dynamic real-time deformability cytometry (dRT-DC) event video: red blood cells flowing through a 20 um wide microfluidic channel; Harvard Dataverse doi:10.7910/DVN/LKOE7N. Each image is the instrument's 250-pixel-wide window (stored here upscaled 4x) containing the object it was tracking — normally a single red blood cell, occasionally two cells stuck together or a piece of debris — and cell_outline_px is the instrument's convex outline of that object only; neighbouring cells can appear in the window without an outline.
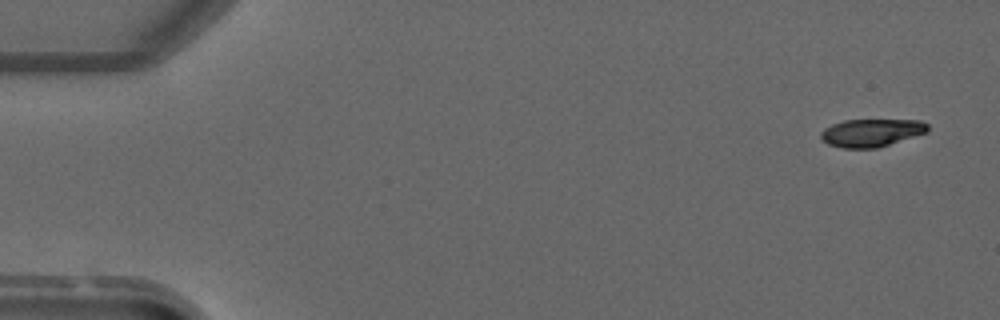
{"species": "common noctule bat (a hibernating species)", "species_latin": "Nyctalus noctula", "temperature_condition": "warm", "stored_images_in_passage": 4, "camera_frame_rate_fps": 3000, "um_per_image_px": 0.085, "animal": {"sex": "male", "forearm_length_mm": 52.5}, "frame": {"image": 1, "passage_image": 1, "time_ms": 0.0, "image_size_px": [1000, 320], "cell_outline_px": [[928, 132], [876, 148], [844, 148], [828, 144], [820, 136], [820, 132], [824, 128], [832, 124], [844, 120], [920, 120], [928, 124]], "centroid_in_image_um": [74.07, 11.27], "position_along_channel_um": 10.9, "area_um2": 17.22}}
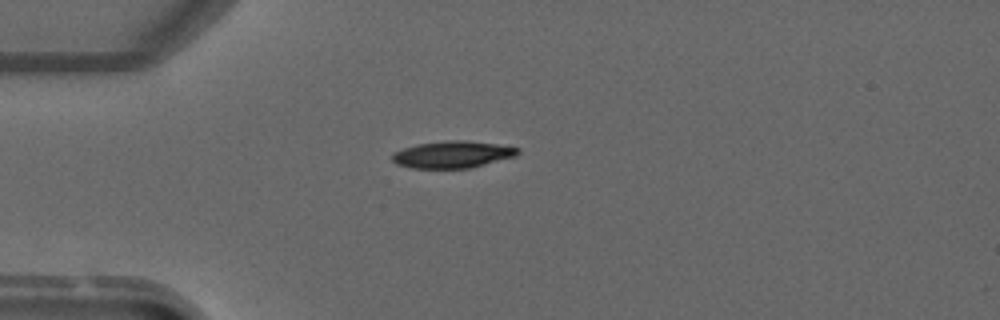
{"frame": {"image": 2, "passage_image": 3, "time_ms": 3.333, "image_size_px": [1000, 320], "cell_outline_px": [[520, 152], [516, 156], [468, 168], [412, 168], [396, 164], [392, 160], [392, 156], [396, 152], [404, 148], [416, 144], [448, 140], [464, 140], [496, 144], [520, 148]], "centroid_in_image_um": [38.47, 13.13], "position_along_channel_um": 46.5, "area_um2": 19.54}}